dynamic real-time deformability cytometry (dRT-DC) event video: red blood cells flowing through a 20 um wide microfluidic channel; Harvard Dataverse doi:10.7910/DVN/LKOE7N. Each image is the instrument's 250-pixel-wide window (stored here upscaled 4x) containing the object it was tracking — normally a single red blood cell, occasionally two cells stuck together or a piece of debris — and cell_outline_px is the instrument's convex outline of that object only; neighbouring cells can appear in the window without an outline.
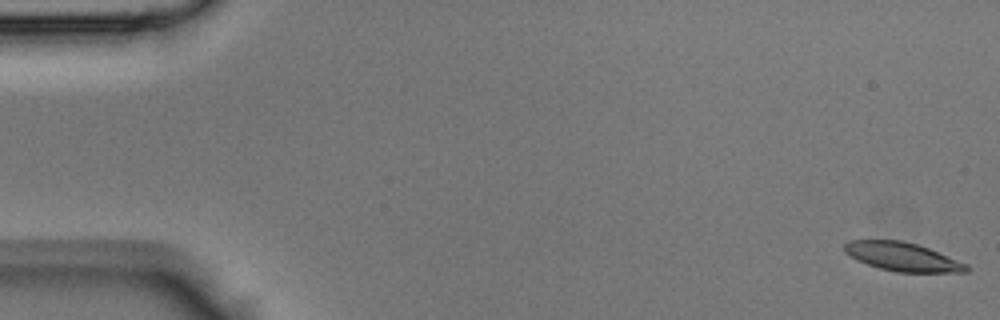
{"species": "Egyptian fruit bat (a non-hibernating species)", "species_latin": "Rousettus aegyptiacus", "temperature_condition": "room temperature", "stored_images_in_passage": 5, "camera_frame_rate_fps": 3000, "um_per_image_px": 0.085, "animal": {"sex": "male"}, "frame": {"image": 1, "passage_image": 1, "time_ms": 0.0, "image_size_px": [1000, 320], "cell_outline_px": [[968, 272], [896, 272], [880, 268], [856, 260], [844, 252], [844, 244], [848, 240], [900, 240], [916, 244], [928, 248], [968, 264]], "centroid_in_image_um": [76.69, 21.82], "position_along_channel_um": 8.3, "area_um2": 20.23}}